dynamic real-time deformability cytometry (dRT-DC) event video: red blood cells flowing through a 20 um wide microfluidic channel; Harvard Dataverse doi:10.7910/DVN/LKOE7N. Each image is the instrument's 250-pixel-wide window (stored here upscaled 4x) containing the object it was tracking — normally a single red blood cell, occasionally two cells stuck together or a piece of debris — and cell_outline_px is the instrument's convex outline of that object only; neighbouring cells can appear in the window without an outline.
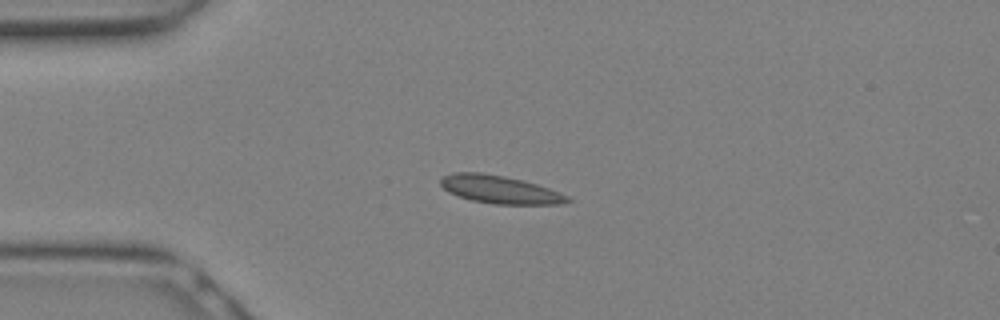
{"species": "Egyptian fruit bat (a non-hibernating species)", "species_latin": "Rousettus aegyptiacus", "temperature_condition": "warm", "stored_images_in_passage": 6, "camera_frame_rate_fps": 3000, "um_per_image_px": 0.085, "animal": {"sex": "female"}, "frame": {"image": 1, "passage_image": 1, "time_ms": 0.0, "image_size_px": [1000, 320], "cell_outline_px": [[572, 200], [560, 204], [492, 204], [472, 200], [448, 192], [440, 184], [440, 176], [452, 172], [480, 172], [504, 176], [536, 184], [548, 188], [568, 196]], "centroid_in_image_um": [42.43, 16.1], "position_along_channel_um": 42.6, "area_um2": 20.52}}
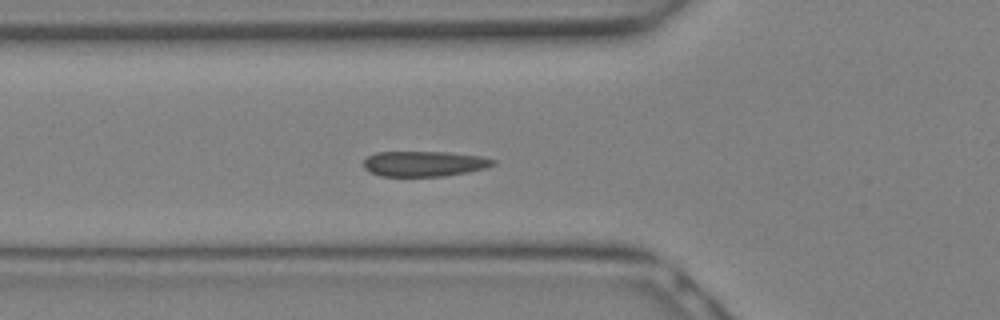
{"frame": {"image": 2, "passage_image": 4, "time_ms": 1.0, "image_size_px": [1000, 320], "cell_outline_px": [[496, 164], [488, 168], [468, 172], [444, 176], [380, 176], [368, 172], [364, 168], [364, 160], [368, 156], [376, 152], [448, 152], [484, 156], [496, 160]], "centroid_in_image_um": [36.1, 13.91], "position_along_channel_um": 89.7, "area_um2": 19.42}}
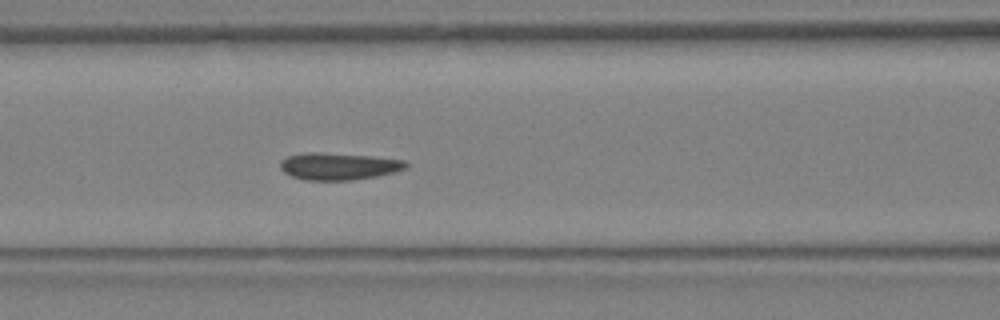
{"frame": {"image": 3, "passage_image": 6, "time_ms": 1.667, "image_size_px": [1000, 320], "cell_outline_px": [[408, 164], [404, 168], [392, 172], [376, 176], [352, 180], [304, 180], [292, 176], [284, 172], [280, 168], [280, 160], [288, 156], [304, 152], [320, 152], [372, 156], [404, 160]], "centroid_in_image_um": [28.72, 14.12], "position_along_channel_um": 137.9, "area_um2": 19.77}}